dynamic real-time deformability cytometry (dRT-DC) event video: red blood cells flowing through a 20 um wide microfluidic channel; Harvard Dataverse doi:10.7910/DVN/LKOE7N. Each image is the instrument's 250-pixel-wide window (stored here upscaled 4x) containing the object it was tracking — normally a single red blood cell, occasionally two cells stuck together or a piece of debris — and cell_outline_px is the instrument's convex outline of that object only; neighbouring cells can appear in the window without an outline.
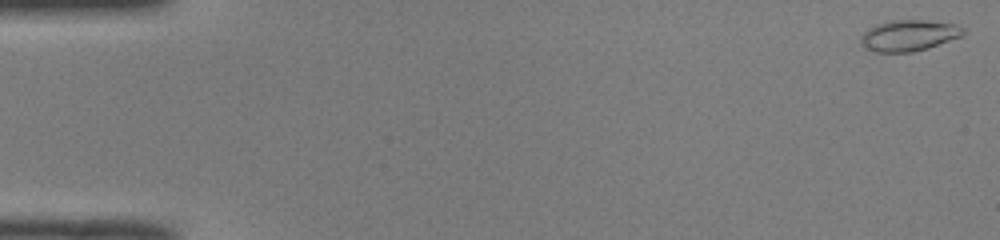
{"species": "common noctule bat (a hibernating species)", "species_latin": "Nyctalus noctula", "temperature_condition": "room temperature", "stored_images_in_passage": 51, "camera_frame_rate_fps": 3000, "um_per_image_px": 0.085, "animal": {"sex": "male", "body_mass_g": 19.0, "forearm_length_mm": 50.8}, "frame": {"image": 1, "passage_image": 1, "time_ms": 0.0, "image_size_px": [1000, 240], "cell_outline_px": [[968, 32], [964, 36], [928, 48], [912, 52], [872, 52], [864, 48], [860, 44], [860, 36], [868, 28], [876, 24], [892, 20], [928, 20], [956, 24], [964, 28]], "centroid_in_image_um": [77.27, 3.02], "position_along_channel_um": 7.7, "area_um2": 19.02}}
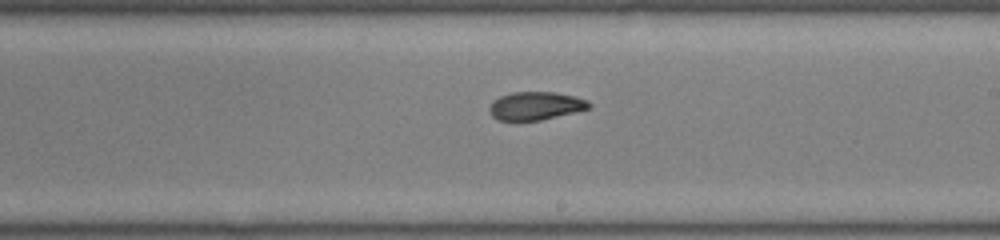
{"frame": {"image": 2, "passage_image": 30, "time_ms": 9.667, "image_size_px": [1000, 240], "cell_outline_px": [[592, 108], [576, 112], [540, 120], [516, 124], [496, 120], [488, 112], [488, 108], [492, 100], [500, 96], [512, 92], [556, 92], [576, 96], [588, 100], [592, 104]], "centroid_in_image_um": [45.48, 9.04], "position_along_channel_um": 243.5, "area_um2": 17.28}}
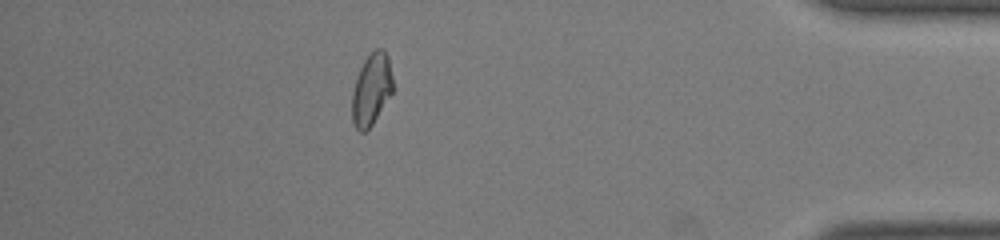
{"frame": {"image": 3, "passage_image": 45, "time_ms": 14.667, "image_size_px": [1000, 240], "cell_outline_px": [[392, 92], [372, 124], [364, 132], [360, 132], [356, 128], [352, 120], [352, 92], [360, 68], [364, 60], [376, 48], [380, 48], [388, 56], [392, 76]], "centroid_in_image_um": [31.56, 7.6], "position_along_channel_um": 403.6, "area_um2": 16.7}, "authors_computed_cell_mechanics": {"area_um2": 17.2822, "velocity_mm_per_s": 4.033, "shape_relaxation_time_tau1_ms": 6.3101, "shape_relaxation_time_tau2_ms": 1.0221, "deformation_change_tau1": 0.1924, "deformation_change_tau2": 0.0534}}